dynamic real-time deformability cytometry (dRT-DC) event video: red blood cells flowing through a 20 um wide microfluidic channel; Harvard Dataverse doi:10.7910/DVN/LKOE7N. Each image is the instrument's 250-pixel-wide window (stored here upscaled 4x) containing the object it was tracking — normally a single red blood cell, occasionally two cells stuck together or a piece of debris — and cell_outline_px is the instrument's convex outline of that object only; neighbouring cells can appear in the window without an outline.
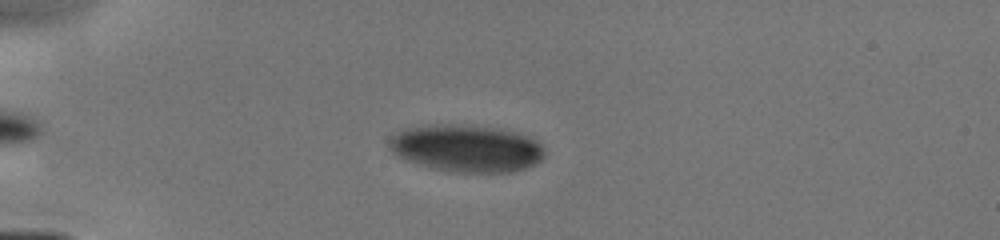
{"species": "human", "species_latin": "Homo sapiens", "temperature_condition": "cold", "stored_images_in_passage": 6, "camera_frame_rate_fps": 3000, "um_per_image_px": 0.085, "donor": {"sex": "male"}, "frame": {"image": 1, "passage_image": 5, "time_ms": 4.333, "image_size_px": [1000, 240], "cell_outline_px": [[544, 156], [536, 164], [512, 172], [456, 172], [432, 168], [404, 160], [392, 152], [388, 148], [388, 140], [392, 136], [404, 128], [432, 124], [456, 124], [500, 128], [532, 136], [540, 140], [544, 148]], "centroid_in_image_um": [39.67, 12.59], "position_along_channel_um": 45.3, "area_um2": 43.35}}